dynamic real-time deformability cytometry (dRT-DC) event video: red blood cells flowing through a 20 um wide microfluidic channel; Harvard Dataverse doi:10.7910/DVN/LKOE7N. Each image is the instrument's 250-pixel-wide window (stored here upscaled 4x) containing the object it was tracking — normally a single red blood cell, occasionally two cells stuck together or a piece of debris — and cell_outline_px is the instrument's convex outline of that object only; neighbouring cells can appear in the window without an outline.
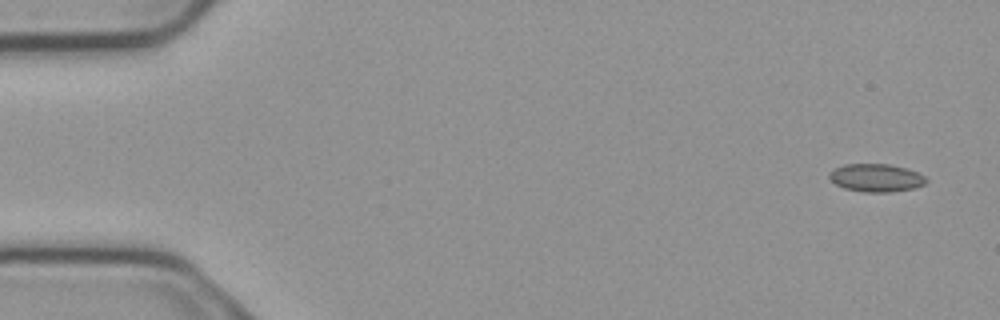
{"species": "common noctule bat (a hibernating species)", "species_latin": "Nyctalus noctula", "temperature_condition": "cold", "stored_images_in_passage": 6, "camera_frame_rate_fps": 3000, "um_per_image_px": 0.085, "animal": {"sex": "male", "body_mass_g": 23.1, "forearm_length_mm": 52.7}, "frame": {"image": 1, "passage_image": 1, "time_ms": 0.0, "image_size_px": [1000, 320], "cell_outline_px": [[928, 180], [924, 184], [912, 188], [888, 192], [864, 192], [844, 188], [836, 184], [828, 176], [836, 168], [844, 164], [888, 164], [904, 168], [916, 172], [924, 176]], "centroid_in_image_um": [74.46, 15.11], "position_along_channel_um": 10.5, "area_um2": 15.43}}